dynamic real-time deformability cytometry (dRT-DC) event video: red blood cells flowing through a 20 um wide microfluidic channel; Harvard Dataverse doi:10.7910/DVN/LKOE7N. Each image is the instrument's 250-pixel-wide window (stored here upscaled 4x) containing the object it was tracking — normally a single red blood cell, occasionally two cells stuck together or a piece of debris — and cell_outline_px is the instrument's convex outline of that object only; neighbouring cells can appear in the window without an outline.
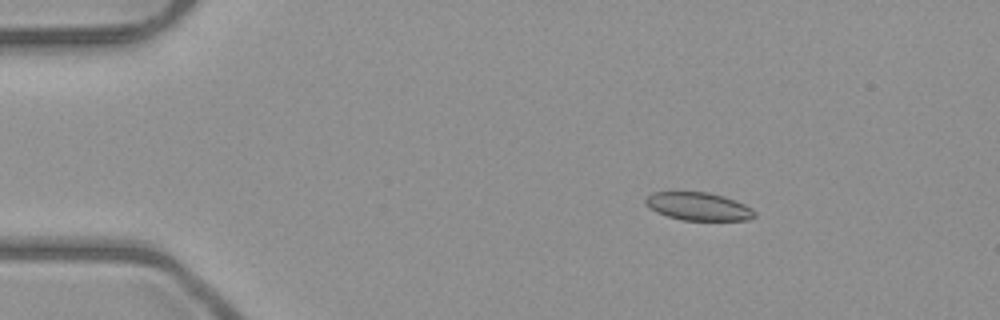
{"species": "common noctule bat (a hibernating species)", "species_latin": "Nyctalus noctula", "temperature_condition": "room temperature", "stored_images_in_passage": 4, "camera_frame_rate_fps": 3000, "um_per_image_px": 0.085, "animal": {"sex": "male", "body_mass_g": 23.1, "forearm_length_mm": 52.7}, "frame": {"image": 1, "passage_image": 1, "time_ms": 0.0, "image_size_px": [1000, 320], "cell_outline_px": [[756, 216], [748, 220], [680, 220], [656, 212], [644, 204], [644, 200], [652, 192], [708, 192], [724, 196], [744, 204], [752, 208], [756, 212]], "centroid_in_image_um": [59.36, 17.55], "position_along_channel_um": 25.6, "area_um2": 17.86}}